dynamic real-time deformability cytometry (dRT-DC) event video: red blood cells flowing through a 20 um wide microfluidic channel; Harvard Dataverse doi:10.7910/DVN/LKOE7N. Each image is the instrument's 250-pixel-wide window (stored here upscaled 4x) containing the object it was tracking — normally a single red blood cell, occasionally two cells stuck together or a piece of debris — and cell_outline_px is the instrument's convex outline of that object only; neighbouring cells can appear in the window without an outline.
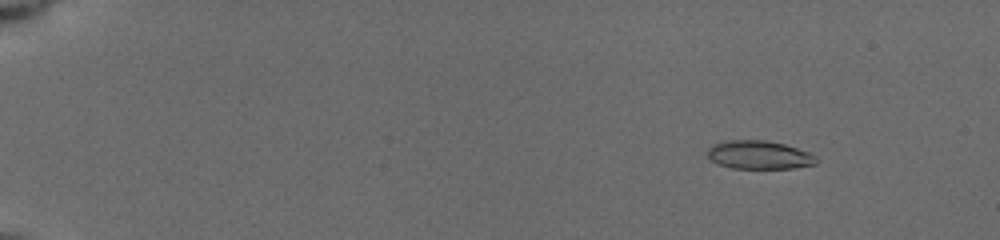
{"species": "common noctule bat (a hibernating species)", "species_latin": "Nyctalus noctula", "temperature_condition": "cold", "stored_images_in_passage": 74, "camera_frame_rate_fps": 3000, "um_per_image_px": 0.085, "animal": {"sex": "female", "body_mass_g": 19.5, "forearm_length_mm": 54.1}, "frame": {"image": 1, "passage_image": 14, "time_ms": 2.333, "image_size_px": [1000, 240], "cell_outline_px": [[820, 160], [816, 164], [792, 168], [732, 168], [716, 164], [708, 156], [708, 148], [712, 144], [728, 140], [764, 140], [784, 144], [812, 152]], "centroid_in_image_um": [64.56, 13.16], "position_along_channel_um": 20.4, "area_um2": 18.21}}
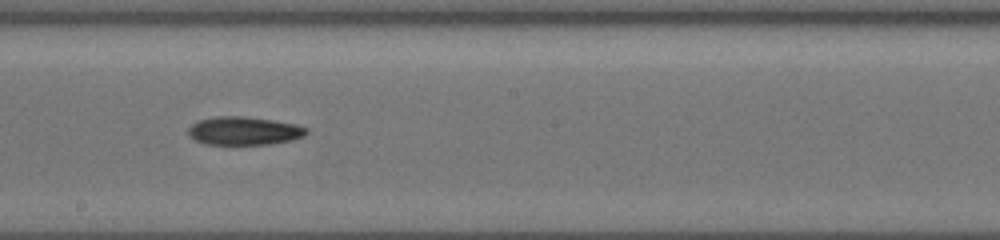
{"frame": {"image": 2, "passage_image": 50, "time_ms": 11.0, "image_size_px": [1000, 240], "cell_outline_px": [[308, 132], [304, 136], [292, 140], [272, 144], [204, 144], [188, 136], [188, 128], [192, 124], [200, 120], [216, 116], [244, 116], [272, 120], [296, 124], [308, 128]], "centroid_in_image_um": [20.75, 11.12], "position_along_channel_um": 227.4, "area_um2": 19.54}}
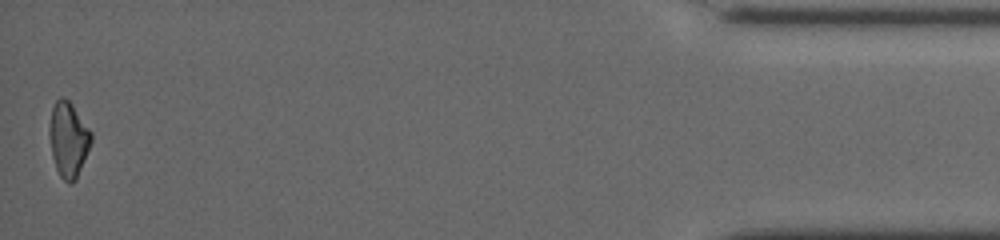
{"frame": {"image": 3, "passage_image": 74, "time_ms": 18.0, "image_size_px": [1000, 240], "cell_outline_px": [[92, 140], [76, 180], [72, 184], [68, 184], [60, 176], [56, 168], [52, 156], [48, 132], [48, 128], [52, 108], [56, 100], [60, 96], [64, 96], [72, 104], [92, 132]], "centroid_in_image_um": [5.8, 11.84], "position_along_channel_um": 429.4, "area_um2": 18.44}}